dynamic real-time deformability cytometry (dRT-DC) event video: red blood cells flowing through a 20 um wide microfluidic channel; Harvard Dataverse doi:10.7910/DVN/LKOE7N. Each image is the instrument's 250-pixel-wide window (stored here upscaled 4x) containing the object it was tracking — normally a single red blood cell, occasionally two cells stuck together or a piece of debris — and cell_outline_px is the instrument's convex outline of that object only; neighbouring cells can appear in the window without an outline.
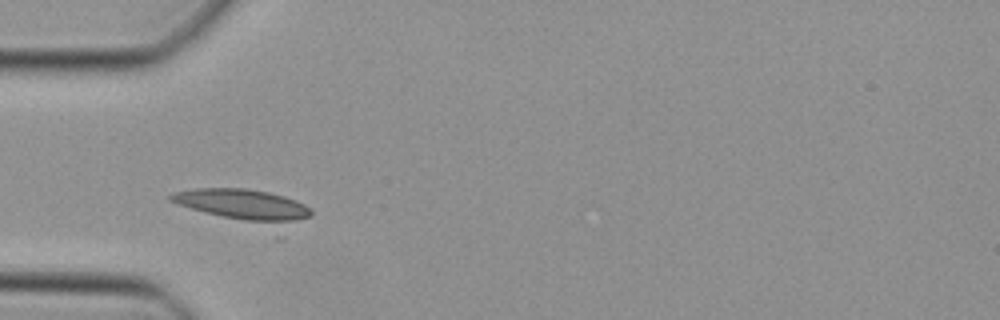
{"species": "Egyptian fruit bat (a non-hibernating species)", "species_latin": "Rousettus aegyptiacus", "temperature_condition": "cold", "stored_images_in_passage": 33, "camera_frame_rate_fps": 3000, "um_per_image_px": 0.085, "animal": {"sex": "female"}, "frame": {"image": 1, "passage_image": 1, "time_ms": 0.0, "image_size_px": [1000, 320], "cell_outline_px": [[312, 212], [308, 216], [296, 220], [280, 224], [276, 224], [244, 220], [204, 212], [176, 204], [168, 200], [168, 196], [176, 192], [196, 188], [244, 188], [268, 192], [284, 196], [296, 200], [312, 208]], "centroid_in_image_um": [20.64, 17.37], "position_along_channel_um": 64.4, "area_um2": 24.74}}
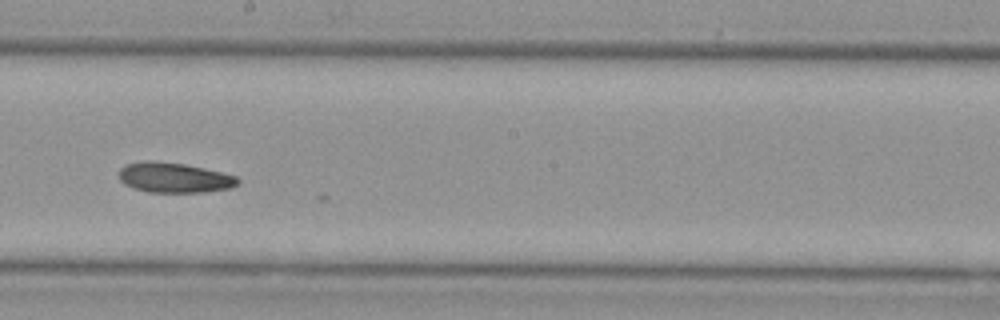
{"frame": {"image": 2, "passage_image": 13, "time_ms": 4.0, "image_size_px": [1000, 320], "cell_outline_px": [[240, 184], [232, 188], [204, 192], [148, 192], [132, 188], [124, 184], [120, 180], [120, 168], [124, 164], [144, 160], [152, 160], [184, 164], [204, 168], [236, 176], [240, 180]], "centroid_in_image_um": [14.8, 15.1], "position_along_channel_um": 233.4, "area_um2": 21.04}}
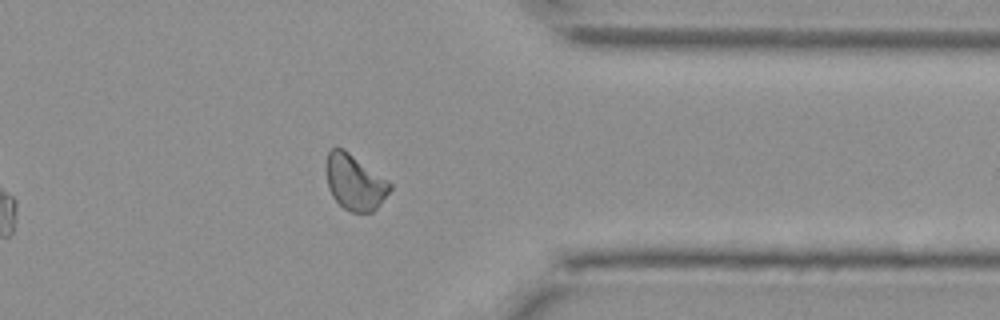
{"frame": {"image": 3, "passage_image": 24, "time_ms": 7.667, "image_size_px": [1000, 320], "cell_outline_px": [[392, 188], [380, 204], [372, 212], [352, 212], [344, 208], [332, 196], [328, 188], [324, 168], [324, 164], [328, 152], [332, 148], [344, 148], [388, 180], [392, 184]], "centroid_in_image_um": [30.12, 15.46], "position_along_channel_um": 381.3, "area_um2": 20.87}}